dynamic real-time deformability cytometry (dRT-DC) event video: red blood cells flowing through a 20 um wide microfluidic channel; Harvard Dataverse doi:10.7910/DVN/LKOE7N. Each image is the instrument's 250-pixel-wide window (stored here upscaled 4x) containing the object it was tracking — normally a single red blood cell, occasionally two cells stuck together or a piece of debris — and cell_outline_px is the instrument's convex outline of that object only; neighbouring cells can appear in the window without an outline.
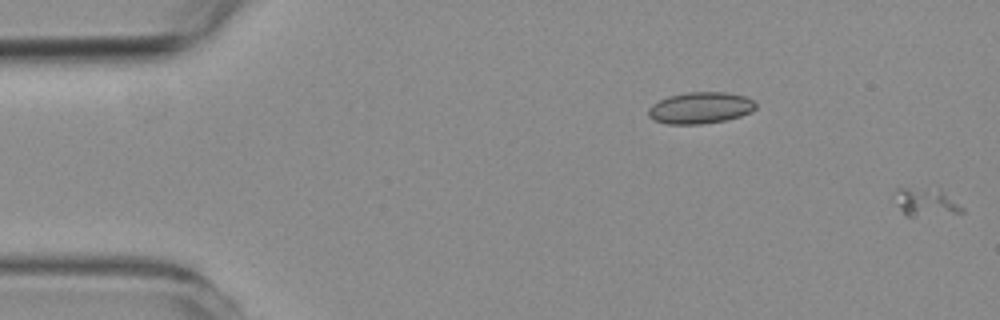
{"species": "common noctule bat (a hibernating species)", "species_latin": "Nyctalus noctula", "temperature_condition": "room temperature", "stored_images_in_passage": 7, "segment_of_instrument_passage": [2, 2], "camera_frame_rate_fps": 3000, "um_per_image_px": 0.085, "animal": {"sex": "female", "body_mass_g": 19.3, "forearm_length_mm": 54.1}, "frame": {"image": 1, "passage_image": 7, "time_ms": 2.0, "image_size_px": [1000, 320], "cell_outline_px": [[964, 212], [912, 216], [908, 216], [896, 204], [896, 188], [940, 188], [964, 208]], "centroid_in_image_um": [78.72, 17.15], "position_along_channel_um": 6.3, "area_um2": 10.75}}